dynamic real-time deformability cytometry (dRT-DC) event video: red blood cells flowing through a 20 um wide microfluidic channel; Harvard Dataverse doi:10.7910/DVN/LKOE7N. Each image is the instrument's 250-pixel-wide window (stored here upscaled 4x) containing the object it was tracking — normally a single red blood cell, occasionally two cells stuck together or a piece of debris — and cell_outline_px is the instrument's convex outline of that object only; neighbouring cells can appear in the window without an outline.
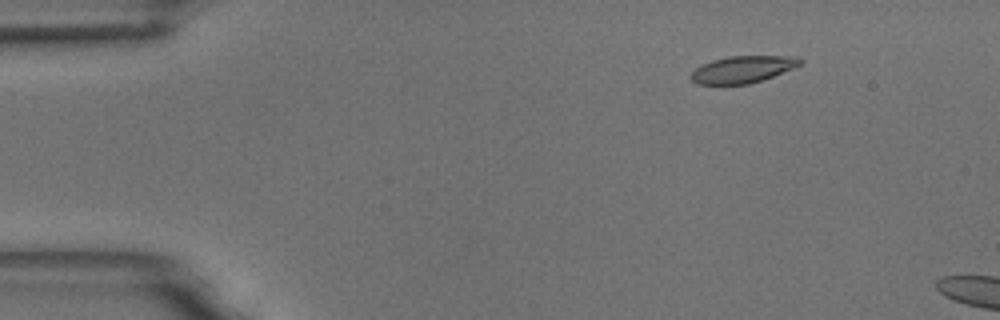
{"species": "common noctule bat (a hibernating species)", "species_latin": "Nyctalus noctula", "temperature_condition": "room temperature", "stored_images_in_passage": 11, "camera_frame_rate_fps": 3000, "um_per_image_px": 0.085, "animal": {"sex": "male", "body_mass_g": 18.8}, "frame": {"image": 1, "passage_image": 7, "time_ms": 2.0, "image_size_px": [1000, 320], "cell_outline_px": [[804, 60], [800, 64], [792, 68], [772, 76], [748, 84], [696, 84], [688, 76], [696, 68], [712, 60], [728, 56], [800, 56]], "centroid_in_image_um": [63.12, 5.88], "position_along_channel_um": 21.9, "area_um2": 16.99}}